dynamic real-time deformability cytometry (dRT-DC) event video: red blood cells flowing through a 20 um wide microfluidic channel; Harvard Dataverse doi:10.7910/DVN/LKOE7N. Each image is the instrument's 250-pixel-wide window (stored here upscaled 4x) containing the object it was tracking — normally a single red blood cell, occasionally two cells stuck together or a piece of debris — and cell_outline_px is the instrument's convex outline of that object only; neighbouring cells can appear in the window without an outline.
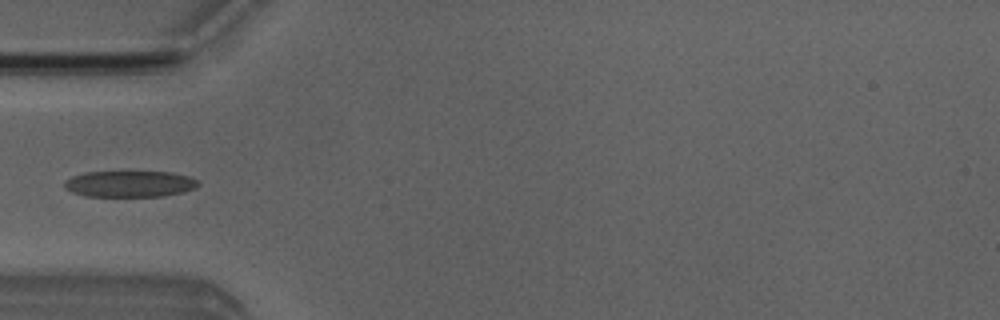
{"species": "Egyptian fruit bat (a non-hibernating species)", "species_latin": "Rousettus aegyptiacus", "temperature_condition": "room temperature", "stored_images_in_passage": 5, "camera_frame_rate_fps": 3000, "um_per_image_px": 0.085, "animal": {"sex": "male"}, "frame": {"image": 1, "passage_image": 5, "time_ms": 4.667, "image_size_px": [1000, 320], "cell_outline_px": [[200, 184], [196, 188], [184, 192], [164, 196], [84, 196], [72, 192], [64, 188], [64, 180], [72, 176], [88, 172], [172, 172], [188, 176], [196, 180]], "centroid_in_image_um": [11.02, 15.63], "position_along_channel_um": 74.0, "area_um2": 20.52}}